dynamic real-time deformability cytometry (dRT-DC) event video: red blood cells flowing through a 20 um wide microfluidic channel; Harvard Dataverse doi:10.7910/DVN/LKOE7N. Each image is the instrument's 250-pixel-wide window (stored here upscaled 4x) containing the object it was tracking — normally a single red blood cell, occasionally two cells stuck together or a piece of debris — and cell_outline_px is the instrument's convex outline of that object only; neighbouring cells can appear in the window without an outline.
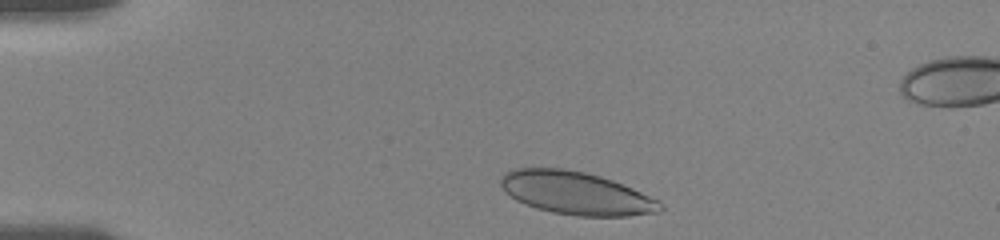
{"species": "human", "species_latin": "Homo sapiens", "temperature_condition": "room temperature", "stored_images_in_passage": 28, "camera_frame_rate_fps": 3000, "um_per_image_px": 0.085, "donor": {"sex": "female"}, "frame": {"image": 1, "passage_image": 3, "time_ms": 0.667, "image_size_px": [1000, 240], "cell_outline_px": [[664, 208], [660, 212], [628, 216], [576, 216], [552, 212], [536, 208], [524, 204], [516, 200], [500, 184], [500, 176], [504, 172], [516, 168], [564, 168], [584, 172], [600, 176], [612, 180], [632, 188], [660, 200], [664, 204]], "centroid_in_image_um": [49.0, 16.42], "position_along_channel_um": 36.0, "area_um2": 40.0}}
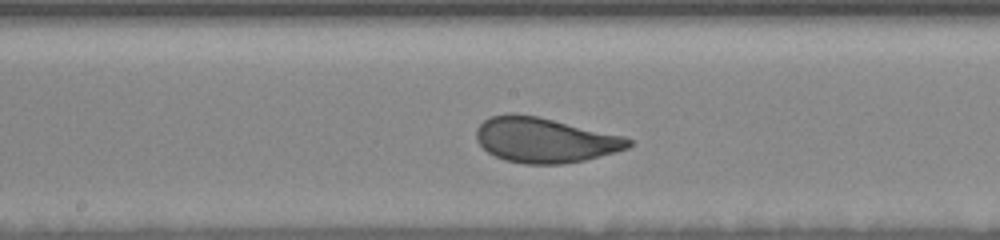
{"frame": {"image": 2, "passage_image": 18, "time_ms": 6.667, "image_size_px": [1000, 240], "cell_outline_px": [[636, 144], [628, 148], [616, 152], [584, 160], [564, 164], [524, 164], [504, 160], [488, 152], [476, 140], [476, 128], [484, 120], [492, 116], [508, 112], [512, 112], [536, 116], [624, 136], [632, 140]], "centroid_in_image_um": [46.31, 11.9], "position_along_channel_um": 201.9, "area_um2": 40.06}}
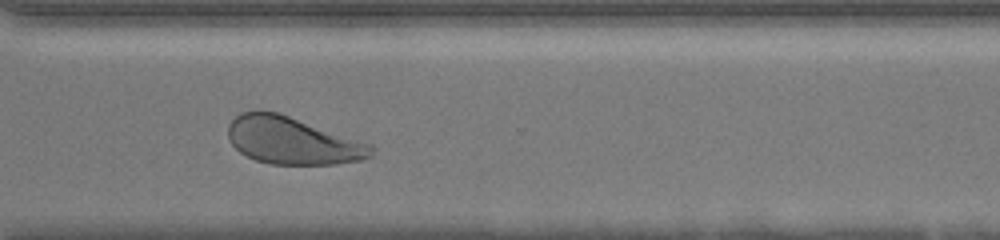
{"frame": {"image": 3, "passage_image": 25, "time_ms": 10.667, "image_size_px": [1000, 240], "cell_outline_px": [[376, 148], [372, 156], [360, 160], [336, 164], [268, 164], [256, 160], [240, 152], [232, 144], [228, 136], [228, 124], [240, 112], [276, 112], [372, 144]], "centroid_in_image_um": [24.88, 11.98], "position_along_channel_um": 345.7, "area_um2": 39.07}, "authors_computed_cell_mechanics": {"area_um2": 39.7664, "velocity_mm_per_s": 3.6069, "shape_relaxation_time_tau1_ms": 2.8454, "shape_relaxation_time_tau2_ms": null, "deformation_change_tau1": 0.1237, "deformation_change_tau2": null}}